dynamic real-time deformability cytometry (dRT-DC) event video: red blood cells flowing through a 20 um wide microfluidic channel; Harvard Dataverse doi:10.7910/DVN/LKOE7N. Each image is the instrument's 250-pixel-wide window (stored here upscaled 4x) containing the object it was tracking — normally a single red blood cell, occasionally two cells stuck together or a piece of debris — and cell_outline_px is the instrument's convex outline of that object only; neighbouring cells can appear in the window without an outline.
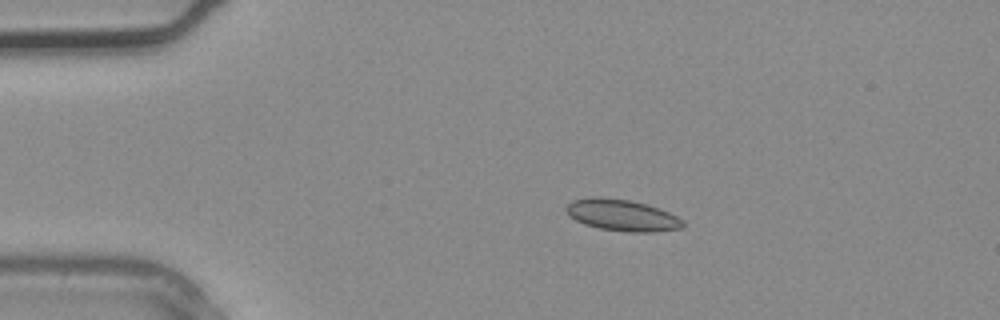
{"species": "common noctule bat (a hibernating species)", "species_latin": "Nyctalus noctula", "temperature_condition": "warm", "stored_images_in_passage": 2, "camera_frame_rate_fps": 3000, "um_per_image_px": 0.085, "animal": {"sex": "male", "body_mass_g": 20.4}, "frame": {"image": 1, "passage_image": 1, "time_ms": 0.0, "image_size_px": [1000, 320], "cell_outline_px": [[684, 228], [656, 232], [624, 232], [600, 228], [584, 224], [576, 220], [564, 208], [572, 200], [596, 196], [600, 196], [628, 200], [648, 204], [668, 212], [684, 220]], "centroid_in_image_um": [52.91, 18.29], "position_along_channel_um": 32.1, "area_um2": 21.5}}